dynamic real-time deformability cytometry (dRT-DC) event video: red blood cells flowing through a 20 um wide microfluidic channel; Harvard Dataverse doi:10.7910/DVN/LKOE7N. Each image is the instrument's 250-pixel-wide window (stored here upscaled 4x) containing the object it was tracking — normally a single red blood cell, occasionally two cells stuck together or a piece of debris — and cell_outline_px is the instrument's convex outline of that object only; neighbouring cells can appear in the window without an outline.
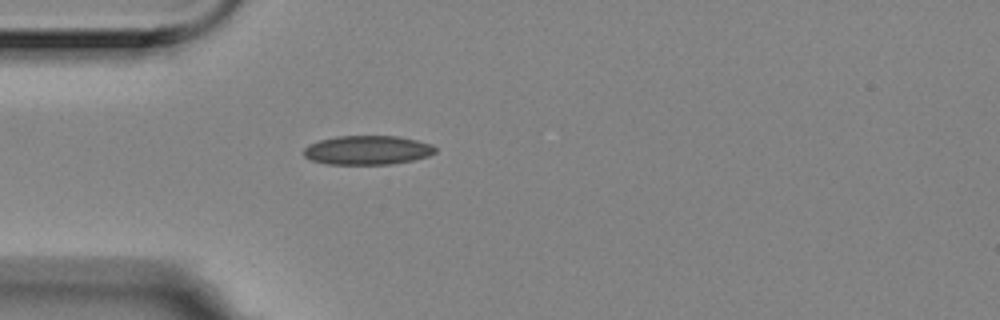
{"species": "Egyptian fruit bat (a non-hibernating species)", "species_latin": "Rousettus aegyptiacus", "temperature_condition": "room temperature", "stored_images_in_passage": 1, "camera_frame_rate_fps": 3000, "um_per_image_px": 0.085, "animal": {"sex": "female"}, "frame": {"image": 1, "passage_image": 1, "time_ms": 0.0, "image_size_px": [1000, 320], "cell_outline_px": [[436, 152], [428, 156], [416, 160], [392, 164], [328, 164], [312, 160], [304, 156], [304, 148], [308, 144], [320, 140], [336, 136], [396, 136], [416, 140], [432, 144], [436, 148]], "centroid_in_image_um": [31.25, 12.76], "position_along_channel_um": 53.7, "area_um2": 22.37}}